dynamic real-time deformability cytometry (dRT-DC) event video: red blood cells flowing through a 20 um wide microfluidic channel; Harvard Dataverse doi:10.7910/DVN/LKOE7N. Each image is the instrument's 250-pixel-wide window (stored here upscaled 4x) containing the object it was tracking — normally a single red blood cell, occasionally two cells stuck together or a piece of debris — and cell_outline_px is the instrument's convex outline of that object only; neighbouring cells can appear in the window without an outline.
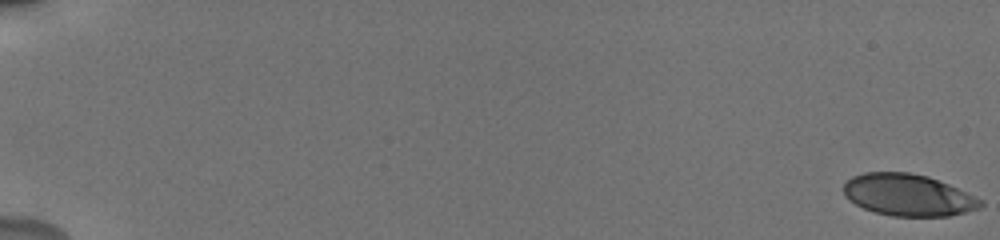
{"species": "human", "species_latin": "Homo sapiens", "temperature_condition": "cold", "stored_images_in_passage": 56, "camera_frame_rate_fps": 3000, "um_per_image_px": 0.085, "donor": {"sex": "male"}, "frame": {"image": 1, "passage_image": 1, "time_ms": 0.0, "image_size_px": [1000, 240], "cell_outline_px": [[984, 204], [980, 208], [948, 216], [892, 216], [876, 212], [864, 208], [848, 200], [844, 196], [844, 184], [852, 176], [864, 172], [908, 172], [928, 176], [948, 184], [984, 200]], "centroid_in_image_um": [77.19, 16.57], "position_along_channel_um": 7.8, "area_um2": 33.35}}
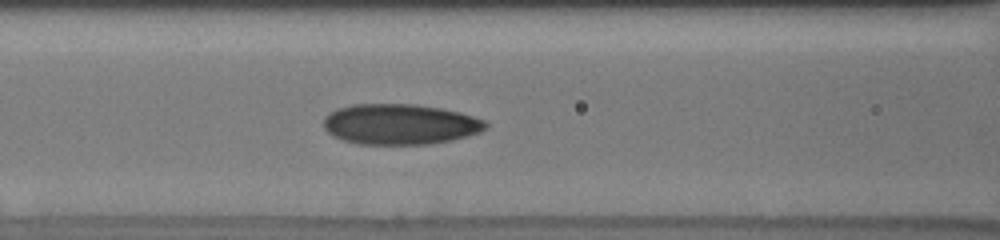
{"frame": {"image": 2, "passage_image": 27, "time_ms": 8.667, "image_size_px": [1000, 240], "cell_outline_px": [[488, 124], [480, 132], [468, 136], [452, 140], [428, 144], [356, 144], [332, 136], [324, 128], [324, 116], [328, 112], [336, 108], [352, 104], [416, 104], [440, 108], [460, 112], [484, 120]], "centroid_in_image_um": [33.96, 10.55], "position_along_channel_um": 132.6, "area_um2": 38.49}}
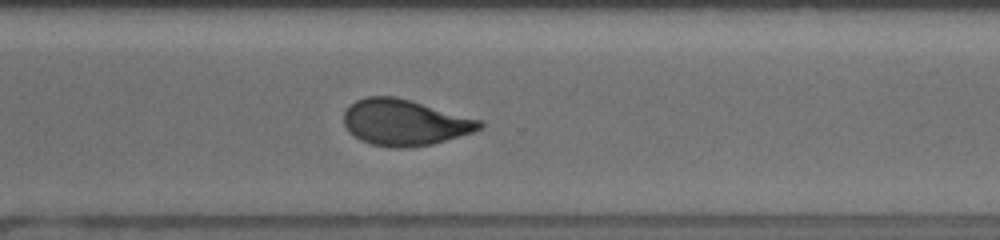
{"frame": {"image": 3, "passage_image": 43, "time_ms": 14.0, "image_size_px": [1000, 240], "cell_outline_px": [[484, 124], [480, 128], [472, 132], [432, 144], [404, 148], [388, 148], [372, 144], [360, 140], [348, 132], [344, 124], [344, 112], [356, 100], [368, 96], [392, 96], [408, 100], [484, 120]], "centroid_in_image_um": [34.39, 10.42], "position_along_channel_um": 336.2, "area_um2": 36.3}, "authors_computed_cell_mechanics": {"area_um2": 36.4718, "velocity_mm_per_s": 3.8286, "shape_relaxation_time_tau1_ms": 8.3676, "shape_relaxation_time_tau2_ms": 1.6109, "deformation_change_tau1": 0.1968, "deformation_change_tau2": 0.0695}}